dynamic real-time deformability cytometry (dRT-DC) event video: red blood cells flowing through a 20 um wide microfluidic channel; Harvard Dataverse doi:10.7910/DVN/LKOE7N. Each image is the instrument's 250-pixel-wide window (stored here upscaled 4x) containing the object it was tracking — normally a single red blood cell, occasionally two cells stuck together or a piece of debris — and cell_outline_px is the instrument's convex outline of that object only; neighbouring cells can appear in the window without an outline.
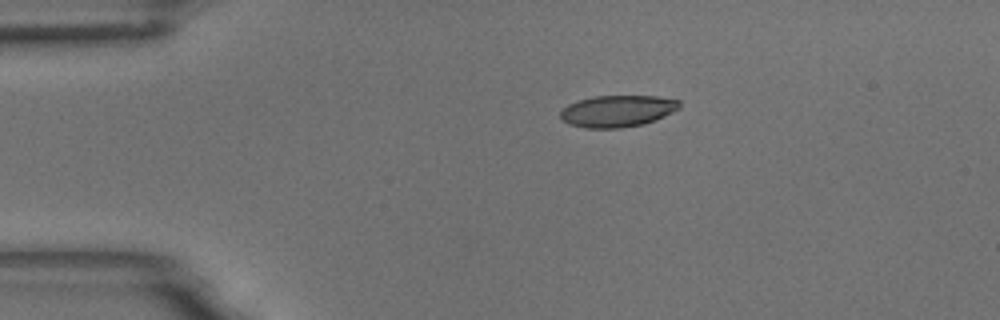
{"species": "common noctule bat (a hibernating species)", "species_latin": "Nyctalus noctula", "temperature_condition": "room temperature", "stored_images_in_passage": 15, "camera_frame_rate_fps": 3000, "um_per_image_px": 0.085, "animal": {"sex": "male", "body_mass_g": 18.8}, "frame": {"image": 1, "passage_image": 3, "time_ms": 0.667, "image_size_px": [1000, 320], "cell_outline_px": [[680, 108], [656, 120], [644, 124], [620, 128], [584, 128], [568, 124], [560, 116], [560, 112], [568, 104], [592, 96], [656, 96], [680, 100]], "centroid_in_image_um": [52.49, 9.44], "position_along_channel_um": 32.5, "area_um2": 22.02}}
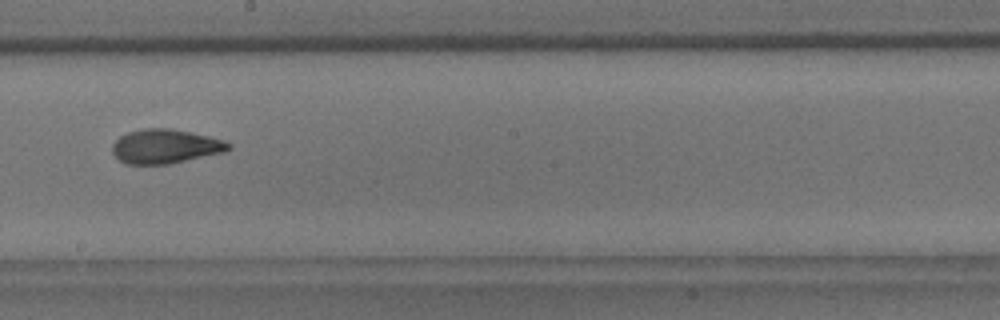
{"frame": {"image": 2, "passage_image": 9, "time_ms": 2.667, "image_size_px": [1000, 320], "cell_outline_px": [[232, 148], [224, 152], [168, 164], [124, 164], [112, 152], [112, 144], [120, 136], [128, 132], [144, 128], [168, 128], [208, 136], [224, 140], [232, 144]], "centroid_in_image_um": [14.05, 12.44], "position_along_channel_um": 234.2, "area_um2": 23.06}}
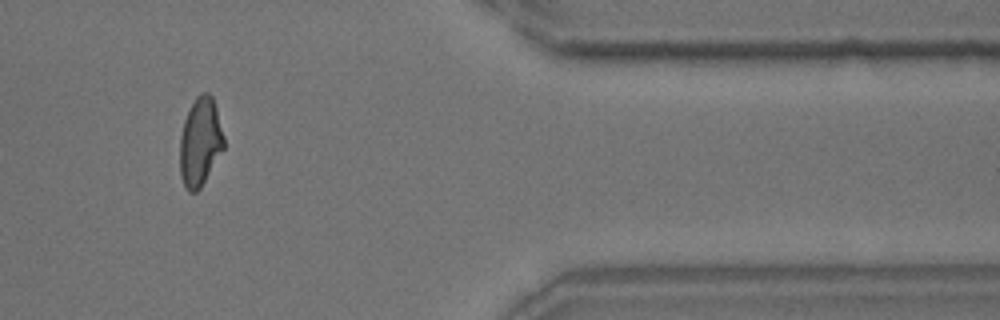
{"frame": {"image": 3, "passage_image": 13, "time_ms": 4.0, "image_size_px": [1000, 320], "cell_outline_px": [[224, 148], [200, 188], [196, 192], [188, 192], [180, 176], [180, 136], [184, 120], [196, 96], [200, 92], [208, 92], [212, 96], [216, 108], [224, 136]], "centroid_in_image_um": [17.01, 12.06], "position_along_channel_um": 394.4, "area_um2": 22.54}}